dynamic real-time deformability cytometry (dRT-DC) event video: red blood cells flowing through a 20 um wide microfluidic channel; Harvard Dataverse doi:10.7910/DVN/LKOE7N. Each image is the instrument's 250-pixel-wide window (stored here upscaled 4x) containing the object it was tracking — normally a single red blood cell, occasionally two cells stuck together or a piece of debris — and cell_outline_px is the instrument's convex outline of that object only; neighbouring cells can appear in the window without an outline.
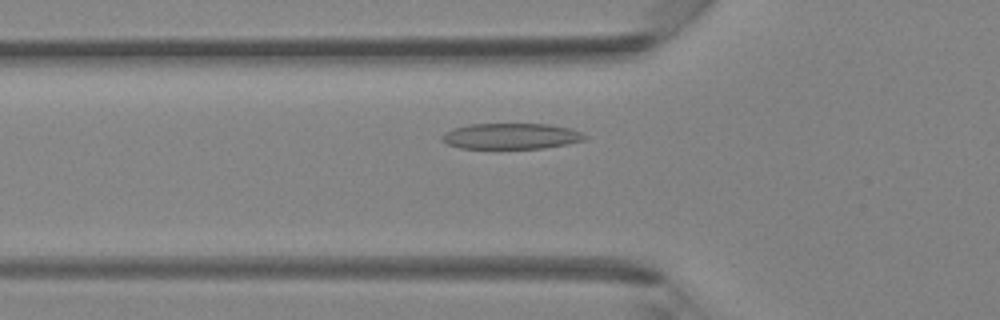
{"species": "Egyptian fruit bat (a non-hibernating species)", "species_latin": "Rousettus aegyptiacus", "temperature_condition": "room temperature", "stored_images_in_passage": 40, "camera_frame_rate_fps": 3000, "um_per_image_px": 0.085, "animal": {"sex": "female"}, "frame": {"image": 1, "passage_image": 12, "time_ms": 3.667, "image_size_px": [1000, 320], "cell_outline_px": [[588, 136], [584, 140], [568, 144], [544, 148], [460, 148], [448, 144], [440, 140], [440, 136], [444, 132], [452, 128], [472, 124], [548, 124], [568, 128], [580, 132]], "centroid_in_image_um": [43.41, 11.57], "position_along_channel_um": 82.4, "area_um2": 21.5}}
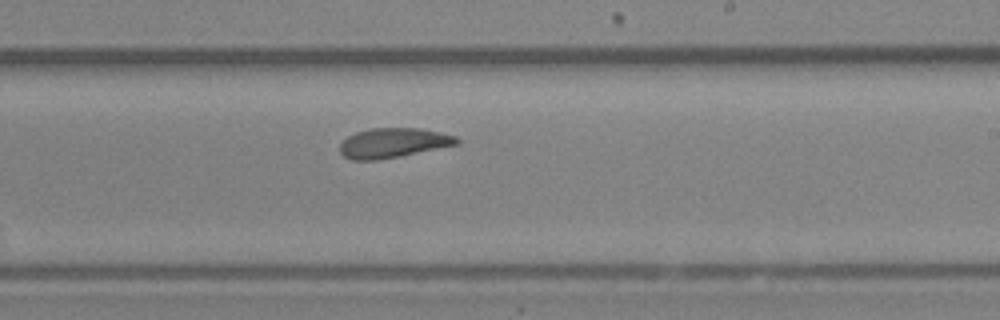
{"frame": {"image": 2, "passage_image": 23, "time_ms": 7.333, "image_size_px": [1000, 320], "cell_outline_px": [[460, 144], [400, 156], [376, 160], [352, 160], [344, 156], [340, 152], [340, 144], [348, 136], [356, 132], [372, 128], [420, 128], [440, 132], [456, 136], [460, 140]], "centroid_in_image_um": [33.44, 12.14], "position_along_channel_um": 255.6, "area_um2": 20.23}}
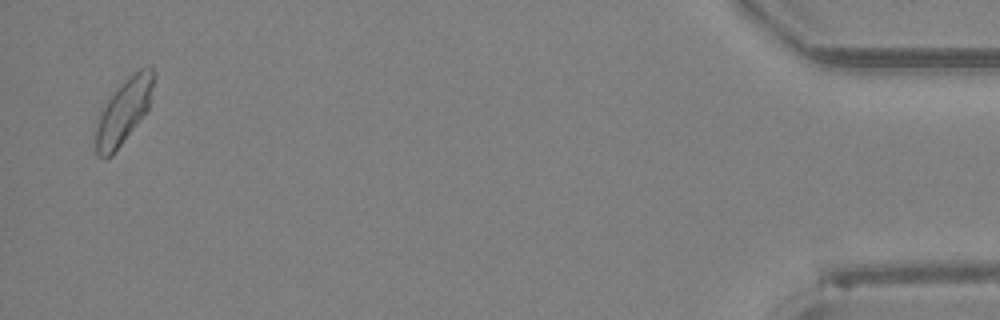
{"frame": {"image": 3, "passage_image": 39, "time_ms": 12.667, "image_size_px": [1000, 320], "cell_outline_px": [[156, 76], [148, 108], [112, 156], [104, 160], [96, 152], [96, 124], [100, 112], [108, 100], [120, 84], [128, 76], [140, 68], [152, 64]], "centroid_in_image_um": [10.54, 9.41], "position_along_channel_um": 424.7, "area_um2": 21.68}}